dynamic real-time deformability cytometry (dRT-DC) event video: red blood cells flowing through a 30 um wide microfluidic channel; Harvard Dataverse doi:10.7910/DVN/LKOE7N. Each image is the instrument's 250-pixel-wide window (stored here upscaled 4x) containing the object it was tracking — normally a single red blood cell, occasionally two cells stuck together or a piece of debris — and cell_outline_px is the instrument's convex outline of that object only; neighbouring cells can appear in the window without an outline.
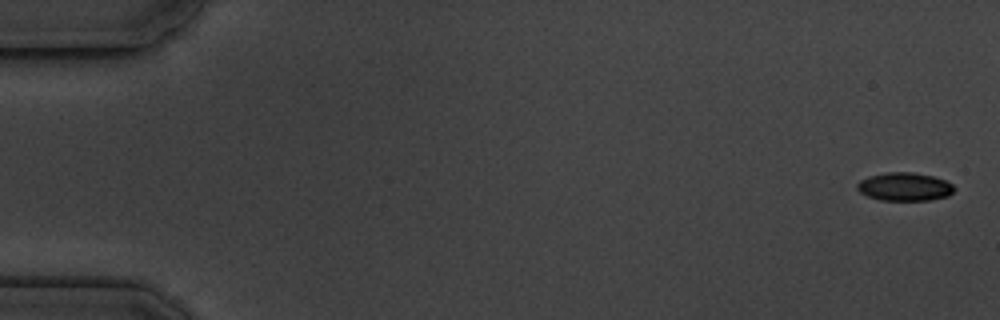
{"species": "common noctule bat (a hibernating species)", "species_latin": "Nyctalus noctula", "temperature_condition": "cold", "stored_images_in_passage": 5, "camera_frame_rate_fps": 3000, "um_per_image_px": 0.085, "animal": {"sex": "male", "body_mass_g": 19.5, "forearm_length_mm": 54.6}, "frame": {"image": 1, "passage_image": 1, "time_ms": 0.0, "image_size_px": [1000, 320], "cell_outline_px": [[956, 188], [948, 196], [928, 200], [880, 200], [868, 196], [860, 192], [856, 188], [856, 184], [860, 180], [868, 176], [888, 172], [912, 172], [932, 176], [944, 180], [952, 184]], "centroid_in_image_um": [76.87, 15.87], "position_along_channel_um": 8.1, "area_um2": 15.95}}